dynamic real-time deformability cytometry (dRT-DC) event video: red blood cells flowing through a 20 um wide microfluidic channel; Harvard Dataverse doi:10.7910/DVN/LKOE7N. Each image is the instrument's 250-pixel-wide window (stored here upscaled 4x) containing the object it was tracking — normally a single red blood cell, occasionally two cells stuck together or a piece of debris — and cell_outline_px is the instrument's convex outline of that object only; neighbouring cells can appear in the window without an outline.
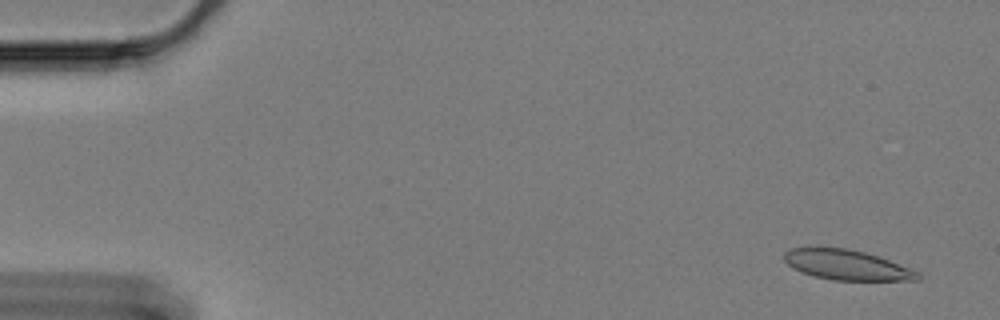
{"species": "Egyptian fruit bat (a non-hibernating species)", "species_latin": "Rousettus aegyptiacus", "temperature_condition": "cold", "stored_images_in_passage": 15, "camera_frame_rate_fps": 3000, "um_per_image_px": 0.085, "animal": {"sex": "female"}, "frame": {"image": 1, "passage_image": 3, "time_ms": 0.667, "image_size_px": [1000, 320], "cell_outline_px": [[920, 280], [832, 280], [812, 276], [800, 272], [792, 268], [784, 260], [784, 252], [792, 248], [844, 248], [864, 252], [888, 260], [920, 272]], "centroid_in_image_um": [71.95, 22.53], "position_along_channel_um": 13.0, "area_um2": 23.18}}